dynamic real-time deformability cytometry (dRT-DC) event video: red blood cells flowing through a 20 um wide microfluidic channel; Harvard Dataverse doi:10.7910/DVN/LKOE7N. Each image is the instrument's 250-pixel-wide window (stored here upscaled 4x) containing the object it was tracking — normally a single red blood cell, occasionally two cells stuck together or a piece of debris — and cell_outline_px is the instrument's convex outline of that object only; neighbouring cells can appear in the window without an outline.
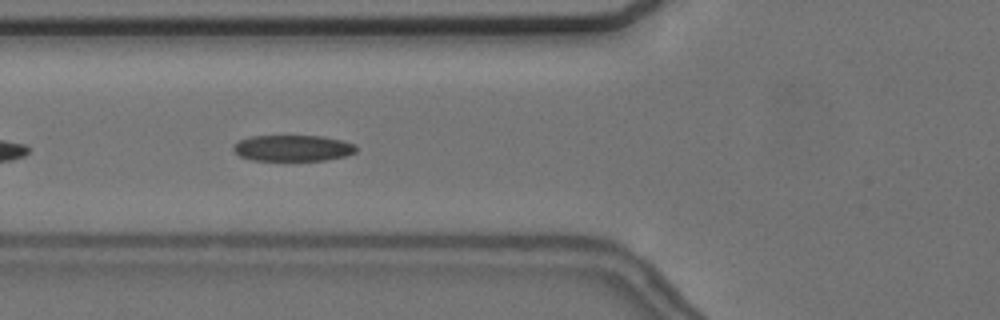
{"species": "common noctule bat (a hibernating species)", "species_latin": "Nyctalus noctula", "temperature_condition": "cold", "stored_images_in_passage": 37, "camera_frame_rate_fps": 3000, "um_per_image_px": 0.085, "animal": {"sex": "female", "body_mass_g": 24.6, "forearm_length_mm": 56.2}, "frame": {"image": 1, "passage_image": 6, "time_ms": 1.667, "image_size_px": [1000, 320], "cell_outline_px": [[356, 152], [344, 156], [324, 160], [252, 160], [240, 156], [232, 148], [240, 140], [252, 136], [324, 136], [344, 140], [356, 144]], "centroid_in_image_um": [24.93, 12.58], "position_along_channel_um": 100.9, "area_um2": 18.61}, "authors_computed_cell_mechanics": {"area_um2": 19.7676, "velocity_mm_per_s": 3.6692, "shape_relaxation_time_tau1_ms": 7.5303, "shape_relaxation_time_tau2_ms": 4.0008, "deformation_change_tau1": 0.1743, "deformation_change_tau2": 0.1124}}